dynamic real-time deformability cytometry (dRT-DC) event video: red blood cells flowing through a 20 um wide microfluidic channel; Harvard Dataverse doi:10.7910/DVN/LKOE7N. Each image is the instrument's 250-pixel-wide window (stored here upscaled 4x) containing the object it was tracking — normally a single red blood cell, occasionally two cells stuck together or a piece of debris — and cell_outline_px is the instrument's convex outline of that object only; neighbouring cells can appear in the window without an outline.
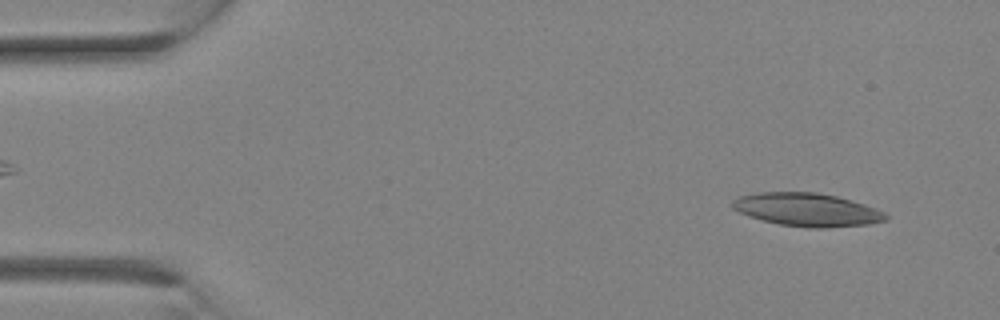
{"species": "Egyptian fruit bat (a non-hibernating species)", "species_latin": "Rousettus aegyptiacus", "temperature_condition": "room temperature", "stored_images_in_passage": 12, "camera_frame_rate_fps": 3000, "um_per_image_px": 0.085, "animal": {"sex": "female"}, "frame": {"image": 1, "passage_image": 2, "time_ms": 0.333, "image_size_px": [1000, 320], "cell_outline_px": [[888, 220], [868, 224], [828, 228], [808, 228], [780, 224], [748, 216], [732, 208], [732, 200], [740, 196], [756, 192], [816, 192], [836, 196], [852, 200], [876, 208], [884, 212], [888, 216]], "centroid_in_image_um": [68.61, 17.82], "position_along_channel_um": 16.4, "area_um2": 29.71}}
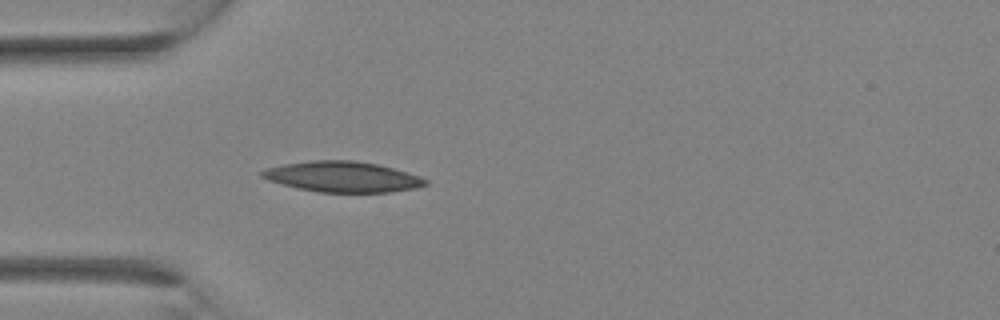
{"frame": {"image": 2, "passage_image": 8, "time_ms": 2.333, "image_size_px": [1000, 320], "cell_outline_px": [[428, 184], [416, 188], [388, 192], [320, 192], [300, 188], [268, 180], [260, 176], [260, 172], [268, 168], [284, 164], [312, 160], [352, 160], [376, 164], [392, 168], [420, 176], [428, 180]], "centroid_in_image_um": [29.14, 15.02], "position_along_channel_um": 55.9, "area_um2": 28.78}}
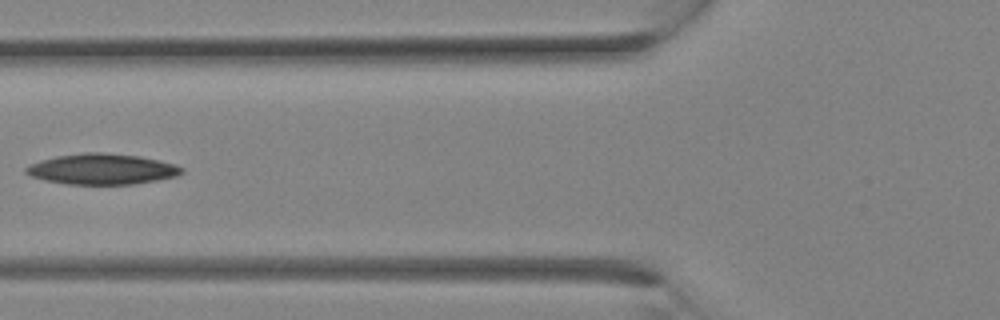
{"frame": {"image": 3, "passage_image": 11, "time_ms": 3.333, "image_size_px": [1000, 320], "cell_outline_px": [[184, 172], [176, 176], [136, 184], [64, 184], [44, 180], [32, 176], [24, 172], [24, 168], [28, 164], [40, 160], [56, 156], [84, 152], [104, 152], [140, 156], [160, 160], [176, 164], [184, 168]], "centroid_in_image_um": [8.66, 14.36], "position_along_channel_um": 117.1, "area_um2": 28.15}}